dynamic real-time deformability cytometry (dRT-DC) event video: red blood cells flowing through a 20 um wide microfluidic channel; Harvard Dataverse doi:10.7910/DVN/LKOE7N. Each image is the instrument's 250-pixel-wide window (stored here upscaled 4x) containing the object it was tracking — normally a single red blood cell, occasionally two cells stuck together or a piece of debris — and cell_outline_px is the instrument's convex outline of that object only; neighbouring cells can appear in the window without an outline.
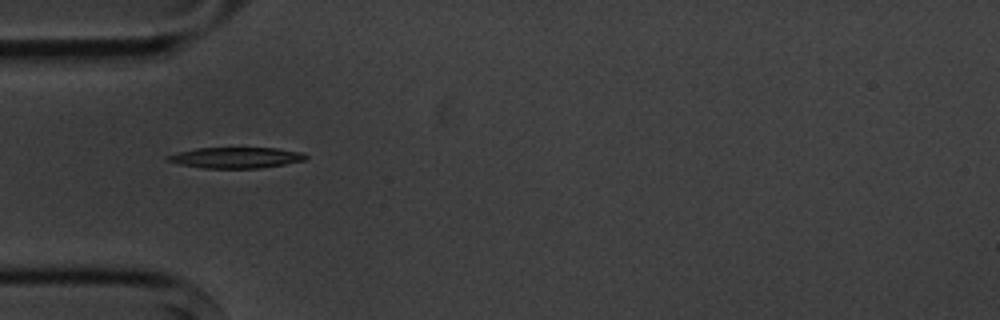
{"species": "common noctule bat (a hibernating species)", "species_latin": "Nyctalus noctula", "temperature_condition": "cold", "stored_images_in_passage": 11, "camera_frame_rate_fps": 3000, "um_per_image_px": 0.085, "animal": {"sex": "male", "body_mass_g": 20.1, "forearm_length_mm": 53.5}, "frame": {"image": 1, "passage_image": 1, "time_ms": 0.0, "image_size_px": [1000, 320], "cell_outline_px": [[308, 156], [304, 160], [284, 164], [260, 168], [204, 168], [180, 164], [164, 160], [164, 156], [176, 152], [196, 148], [276, 148], [304, 152]], "centroid_in_image_um": [20.01, 13.39], "position_along_channel_um": 65.0, "area_um2": 16.88}}
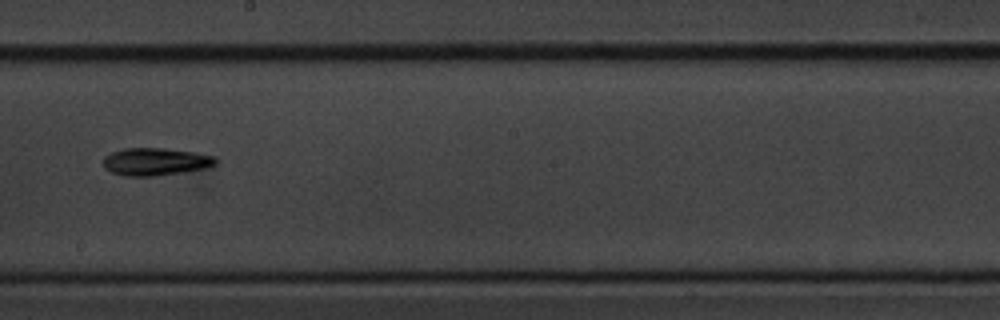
{"frame": {"image": 2, "passage_image": 5, "time_ms": 4.667, "image_size_px": [1000, 320], "cell_outline_px": [[216, 164], [204, 168], [188, 172], [156, 176], [124, 176], [112, 172], [104, 168], [104, 156], [112, 152], [124, 148], [164, 148], [192, 152], [212, 156], [216, 160]], "centroid_in_image_um": [13.19, 13.75], "position_along_channel_um": 235.0, "area_um2": 18.03}}
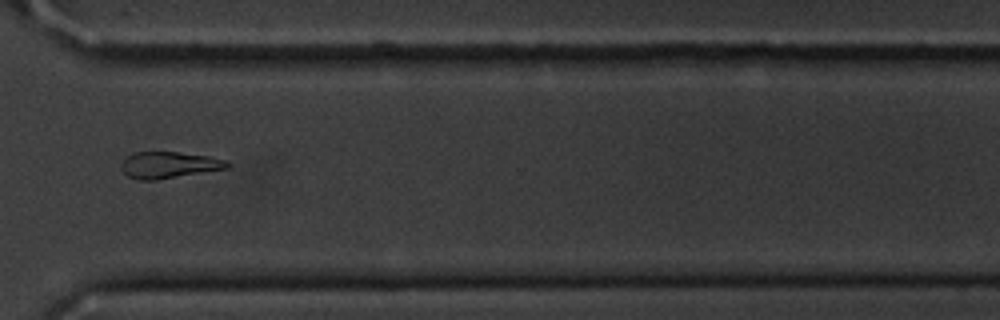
{"frame": {"image": 3, "passage_image": 8, "time_ms": 8.0, "image_size_px": [1000, 320], "cell_outline_px": [[232, 164], [228, 168], [156, 180], [140, 180], [128, 176], [120, 168], [120, 164], [128, 156], [136, 152], [176, 152], [208, 156], [228, 160]], "centroid_in_image_um": [14.38, 14.02], "position_along_channel_um": 356.2, "area_um2": 16.3}, "authors_computed_cell_mechanics": {"area_um2": 16.8776, "velocity_mm_per_s": 3.6432, "shape_relaxation_time_tau1_ms": 2.6754, "shape_relaxation_time_tau2_ms": null, "deformation_change_tau1": 0.0823, "deformation_change_tau2": null}}